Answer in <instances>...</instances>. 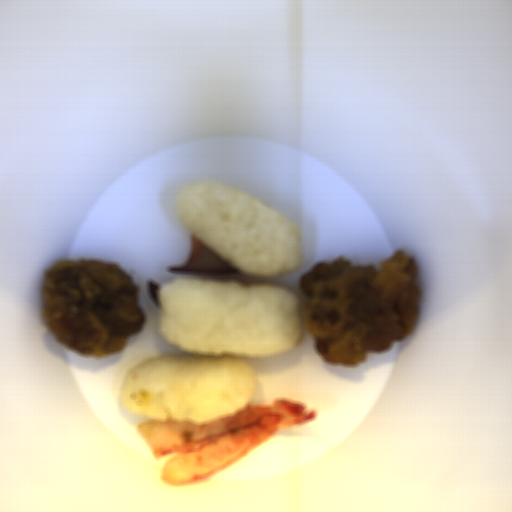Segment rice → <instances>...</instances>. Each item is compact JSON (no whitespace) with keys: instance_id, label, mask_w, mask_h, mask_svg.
<instances>
[{"instance_id":"rice-1","label":"rice","mask_w":512,"mask_h":512,"mask_svg":"<svg viewBox=\"0 0 512 512\" xmlns=\"http://www.w3.org/2000/svg\"><path fill=\"white\" fill-rule=\"evenodd\" d=\"M159 333L182 354L156 355L126 374L119 406L173 424L233 416L258 379L248 361L275 357L302 337L300 299L278 284L174 280L158 291Z\"/></svg>"},{"instance_id":"rice-2","label":"rice","mask_w":512,"mask_h":512,"mask_svg":"<svg viewBox=\"0 0 512 512\" xmlns=\"http://www.w3.org/2000/svg\"><path fill=\"white\" fill-rule=\"evenodd\" d=\"M175 206L188 228L242 274L284 277L305 265L291 220L229 185L194 183L178 193Z\"/></svg>"}]
</instances>
